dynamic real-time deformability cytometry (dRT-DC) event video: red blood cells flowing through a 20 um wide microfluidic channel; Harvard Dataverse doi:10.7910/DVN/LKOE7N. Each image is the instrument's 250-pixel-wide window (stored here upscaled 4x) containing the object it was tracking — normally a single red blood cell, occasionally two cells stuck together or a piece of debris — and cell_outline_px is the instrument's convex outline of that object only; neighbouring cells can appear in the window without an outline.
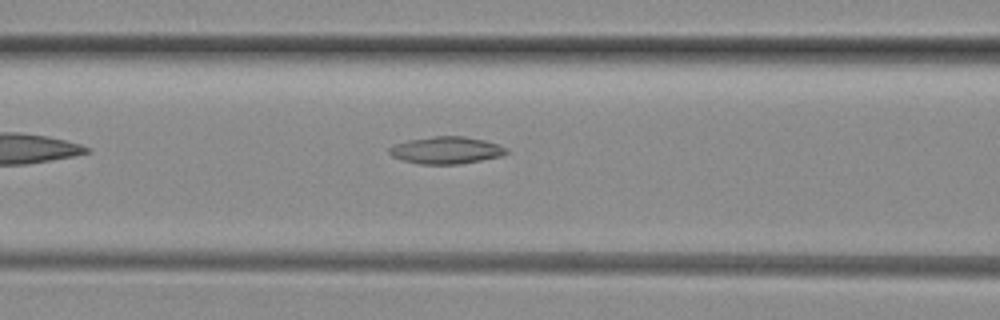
{"species": "common noctule bat (a hibernating species)", "species_latin": "Nyctalus noctula", "temperature_condition": "room temperature", "stored_images_in_passage": 35, "camera_frame_rate_fps": 3000, "um_per_image_px": 0.085, "animal": {"sex": "female", "body_mass_g": 29.2, "forearm_length_mm": 56.3}, "frame": {"image": 1, "passage_image": 5, "time_ms": 1.333, "image_size_px": [1000, 320], "cell_outline_px": [[508, 152], [500, 156], [460, 164], [420, 164], [404, 160], [392, 156], [388, 152], [388, 148], [392, 144], [408, 140], [432, 136], [464, 136], [484, 140], [508, 148]], "centroid_in_image_um": [37.89, 12.76], "position_along_channel_um": 128.7, "area_um2": 18.5}}
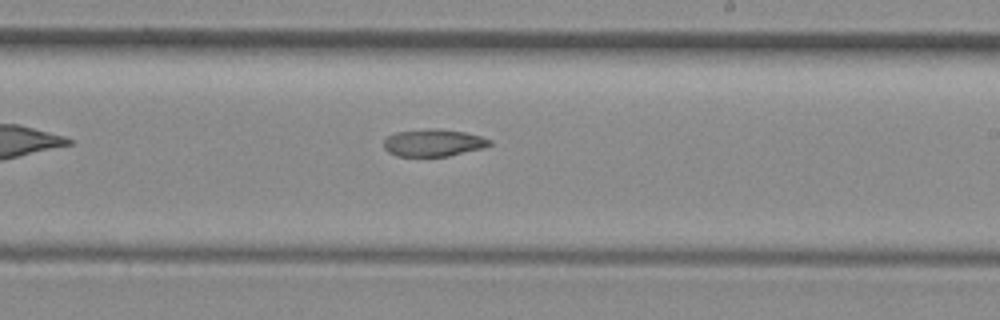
{"frame": {"image": 2, "passage_image": 14, "time_ms": 4.333, "image_size_px": [1000, 320], "cell_outline_px": [[492, 144], [484, 148], [448, 156], [396, 156], [388, 152], [384, 148], [384, 140], [388, 136], [396, 132], [436, 128], [464, 132], [480, 136], [492, 140]], "centroid_in_image_um": [36.85, 12.14], "position_along_channel_um": 252.2, "area_um2": 16.76}}
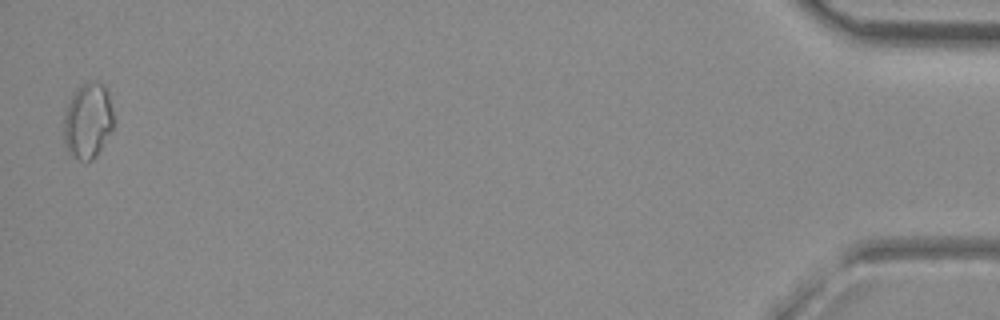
{"frame": {"image": 3, "passage_image": 34, "time_ms": 11.0, "image_size_px": [1000, 320], "cell_outline_px": [[112, 132], [96, 156], [92, 160], [80, 160], [68, 152], [64, 140], [64, 116], [68, 104], [72, 96], [88, 80], [104, 84], [108, 92], [112, 112]], "centroid_in_image_um": [7.48, 10.28], "position_along_channel_um": 427.7, "area_um2": 21.62}}